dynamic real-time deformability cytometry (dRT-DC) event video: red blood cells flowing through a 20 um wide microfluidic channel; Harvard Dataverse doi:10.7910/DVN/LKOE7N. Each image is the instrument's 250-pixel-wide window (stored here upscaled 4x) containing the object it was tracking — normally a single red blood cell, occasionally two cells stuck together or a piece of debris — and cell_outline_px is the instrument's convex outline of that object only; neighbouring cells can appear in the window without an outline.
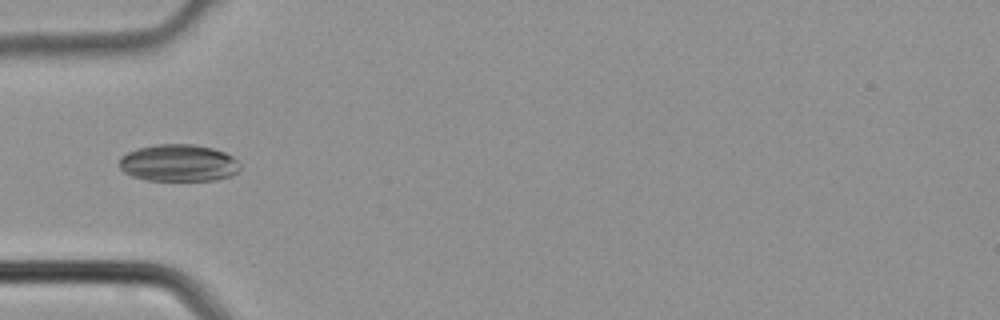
{"species": "common noctule bat (a hibernating species)", "species_latin": "Nyctalus noctula", "temperature_condition": "cold", "stored_images_in_passage": 4, "camera_frame_rate_fps": 3000, "um_per_image_px": 0.085, "animal": {"sex": "male", "body_mass_g": 21.5, "forearm_length_mm": 52.0}, "frame": {"image": 1, "passage_image": 4, "time_ms": 1.0, "image_size_px": [1000, 320], "cell_outline_px": [[240, 168], [232, 176], [212, 180], [148, 180], [132, 176], [124, 172], [120, 168], [120, 156], [136, 148], [156, 144], [196, 144], [212, 148], [224, 152], [232, 156], [240, 164]], "centroid_in_image_um": [15.17, 13.84], "position_along_channel_um": 69.8, "area_um2": 26.13}}